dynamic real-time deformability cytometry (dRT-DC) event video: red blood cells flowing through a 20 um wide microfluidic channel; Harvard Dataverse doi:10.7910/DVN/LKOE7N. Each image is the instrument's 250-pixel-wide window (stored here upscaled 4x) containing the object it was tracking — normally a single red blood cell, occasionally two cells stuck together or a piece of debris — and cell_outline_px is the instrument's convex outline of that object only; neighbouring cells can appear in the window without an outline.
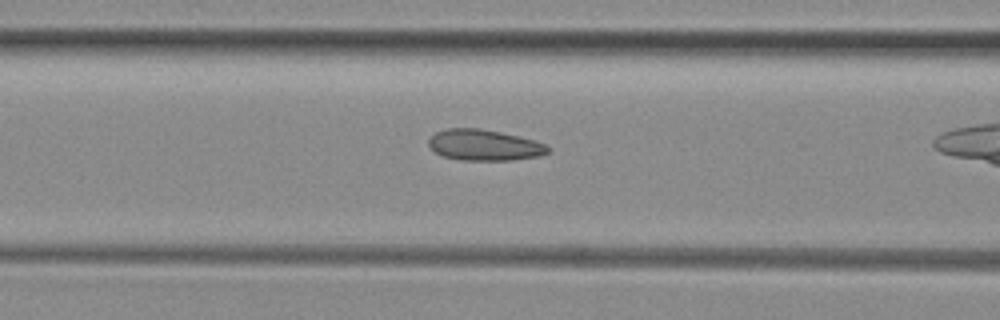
{"species": "common noctule bat (a hibernating species)", "species_latin": "Nyctalus noctula", "temperature_condition": "room temperature", "stored_images_in_passage": 14, "camera_frame_rate_fps": 3000, "um_per_image_px": 0.085, "animal": {"sex": "female", "body_mass_g": 29.2, "forearm_length_mm": 56.3}, "frame": {"image": 1, "passage_image": 12, "time_ms": 3.667, "image_size_px": [1000, 320], "cell_outline_px": [[548, 152], [540, 156], [512, 160], [460, 160], [444, 156], [436, 152], [428, 144], [428, 140], [436, 132], [448, 128], [480, 128], [500, 132], [536, 140], [544, 144], [548, 148]], "centroid_in_image_um": [41.16, 12.33], "position_along_channel_um": 125.4, "area_um2": 21.39}}